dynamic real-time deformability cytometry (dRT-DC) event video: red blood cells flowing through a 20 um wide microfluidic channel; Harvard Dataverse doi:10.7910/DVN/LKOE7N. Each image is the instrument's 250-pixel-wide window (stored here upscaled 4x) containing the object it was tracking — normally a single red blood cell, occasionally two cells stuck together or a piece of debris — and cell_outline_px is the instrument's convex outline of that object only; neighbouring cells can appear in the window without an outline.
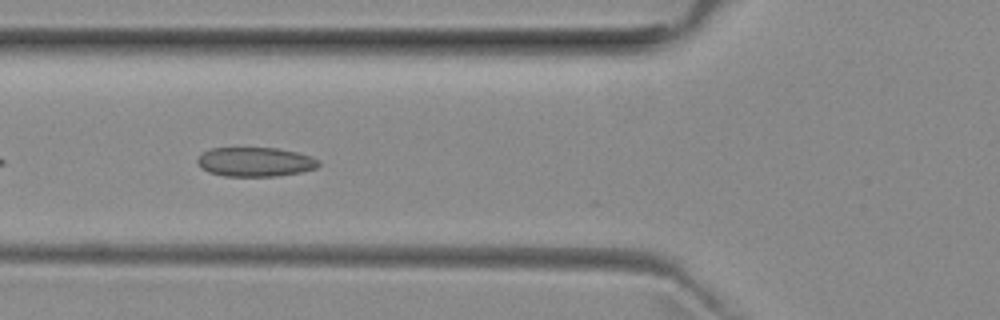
{"species": "common noctule bat (a hibernating species)", "species_latin": "Nyctalus noctula", "temperature_condition": "room temperature", "stored_images_in_passage": 11, "camera_frame_rate_fps": 3000, "um_per_image_px": 0.085, "animal": {"sex": "female", "body_mass_g": 29.2, "forearm_length_mm": 56.3}, "frame": {"image": 1, "passage_image": 5, "time_ms": 1.333, "image_size_px": [1000, 320], "cell_outline_px": [[320, 164], [316, 168], [300, 172], [276, 176], [224, 176], [208, 172], [200, 168], [196, 164], [196, 160], [204, 152], [212, 148], [276, 148], [296, 152], [312, 156], [320, 160]], "centroid_in_image_um": [21.68, 13.76], "position_along_channel_um": 104.1, "area_um2": 20.75}}